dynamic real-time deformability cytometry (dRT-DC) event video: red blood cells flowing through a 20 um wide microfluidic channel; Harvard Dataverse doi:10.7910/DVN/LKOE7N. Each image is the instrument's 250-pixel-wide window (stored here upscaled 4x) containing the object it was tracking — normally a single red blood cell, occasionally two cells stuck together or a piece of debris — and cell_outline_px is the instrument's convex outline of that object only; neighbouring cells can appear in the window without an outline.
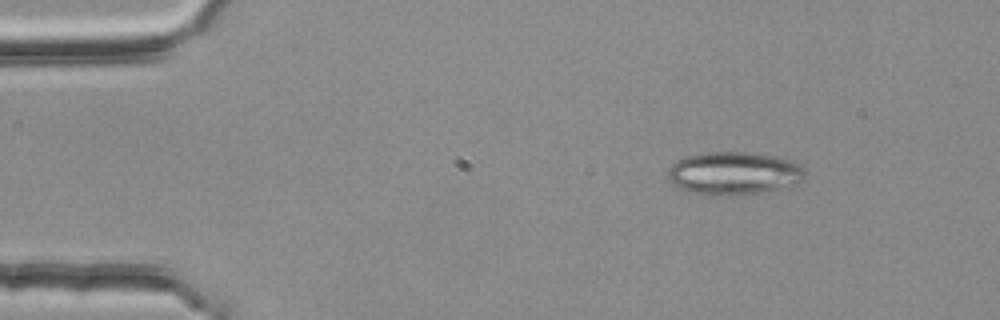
{"species": "common noctule bat (a hibernating species)", "species_latin": "Nyctalus noctula", "temperature_condition": "room temperature", "stored_images_in_passage": 4, "camera_frame_rate_fps": 3000, "um_per_image_px": 0.085, "animal": {"sex": "female", "body_mass_g": 25.1}, "frame": {"image": 1, "passage_image": 4, "time_ms": 1.0, "image_size_px": [1000, 320], "cell_outline_px": [[804, 180], [796, 184], [760, 192], [732, 196], [724, 196], [696, 192], [680, 188], [672, 184], [668, 176], [668, 168], [672, 164], [684, 156], [704, 152], [744, 152], [772, 156], [788, 160], [800, 164], [804, 168]], "centroid_in_image_um": [62.36, 14.72], "position_along_channel_um": 22.6, "area_um2": 34.04}}